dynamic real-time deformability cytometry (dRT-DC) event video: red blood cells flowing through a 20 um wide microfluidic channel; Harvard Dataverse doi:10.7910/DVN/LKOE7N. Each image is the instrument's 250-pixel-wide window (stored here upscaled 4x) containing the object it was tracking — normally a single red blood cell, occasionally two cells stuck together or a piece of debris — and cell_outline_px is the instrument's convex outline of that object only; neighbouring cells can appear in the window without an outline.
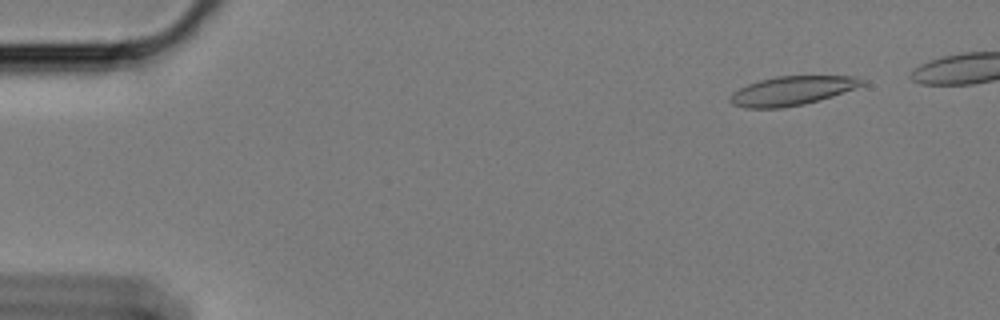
{"species": "Egyptian fruit bat (a non-hibernating species)", "species_latin": "Rousettus aegyptiacus", "temperature_condition": "cold", "stored_images_in_passage": 34, "camera_frame_rate_fps": 3000, "um_per_image_px": 0.085, "animal": {"sex": "female"}, "frame": {"image": 1, "passage_image": 6, "time_ms": 1.667, "image_size_px": [1000, 320], "cell_outline_px": [[868, 84], [832, 96], [804, 104], [780, 108], [744, 108], [732, 104], [728, 100], [728, 96], [732, 92], [748, 84], [760, 80], [776, 76], [856, 76], [868, 80]], "centroid_in_image_um": [67.34, 7.71], "position_along_channel_um": 17.7, "area_um2": 22.54}}
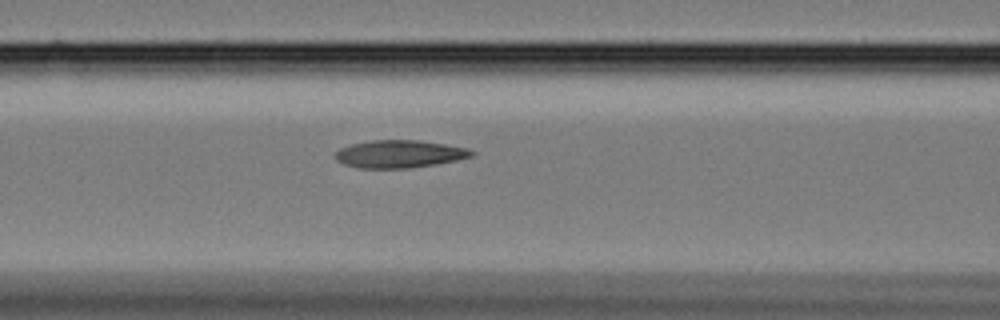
{"frame": {"image": 2, "passage_image": 25, "time_ms": 8.0, "image_size_px": [1000, 320], "cell_outline_px": [[476, 156], [436, 164], [408, 168], [356, 168], [344, 164], [336, 160], [332, 156], [340, 148], [352, 144], [372, 140], [420, 140], [468, 148], [476, 152]], "centroid_in_image_um": [33.96, 13.09], "position_along_channel_um": 132.6, "area_um2": 22.14}}
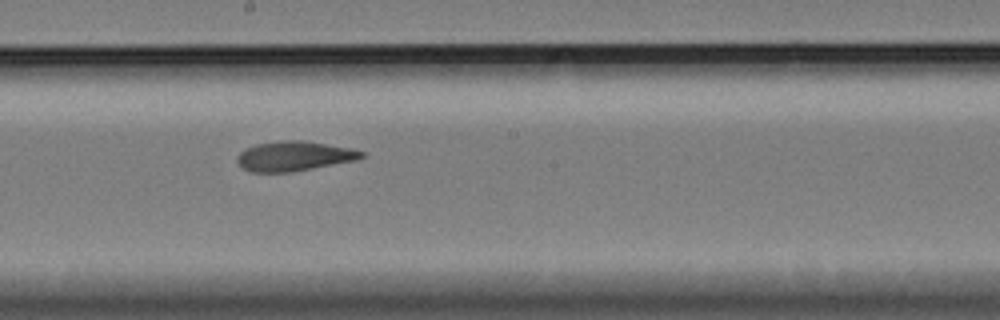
{"frame": {"image": 3, "passage_image": 33, "time_ms": 10.667, "image_size_px": [1000, 320], "cell_outline_px": [[364, 156], [360, 160], [292, 172], [252, 172], [244, 168], [236, 160], [236, 156], [240, 152], [256, 144], [280, 140], [304, 140], [352, 148], [364, 152]], "centroid_in_image_um": [25.05, 13.27], "position_along_channel_um": 223.1, "area_um2": 21.73}}